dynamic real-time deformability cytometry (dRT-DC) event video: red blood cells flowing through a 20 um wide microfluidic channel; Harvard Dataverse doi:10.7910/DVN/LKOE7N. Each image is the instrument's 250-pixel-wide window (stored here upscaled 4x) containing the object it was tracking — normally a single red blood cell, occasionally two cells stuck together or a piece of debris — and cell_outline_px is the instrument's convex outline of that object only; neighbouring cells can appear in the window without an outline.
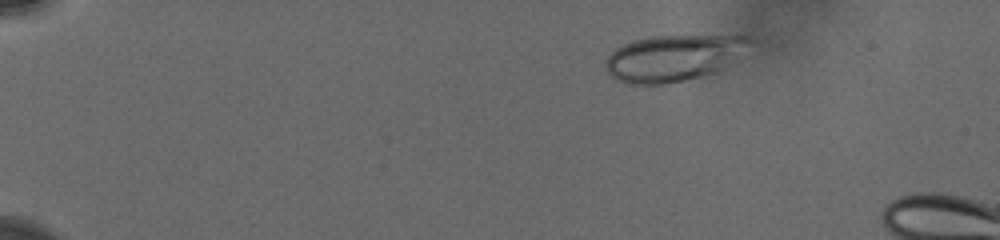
{"species": "human", "species_latin": "Homo sapiens", "temperature_condition": "cold", "stored_images_in_passage": 6, "camera_frame_rate_fps": 3000, "um_per_image_px": 0.085, "donor": {"sex": "male"}, "frame": {"image": 1, "passage_image": 1, "time_ms": 0.0, "image_size_px": [1000, 240], "cell_outline_px": [[756, 40], [740, 60], [728, 68], [716, 72], [684, 80], [664, 84], [624, 84], [616, 80], [604, 68], [604, 64], [608, 56], [616, 48], [632, 40], [652, 36], [752, 36]], "centroid_in_image_um": [57.35, 4.92], "position_along_channel_um": 27.7, "area_um2": 39.82}}